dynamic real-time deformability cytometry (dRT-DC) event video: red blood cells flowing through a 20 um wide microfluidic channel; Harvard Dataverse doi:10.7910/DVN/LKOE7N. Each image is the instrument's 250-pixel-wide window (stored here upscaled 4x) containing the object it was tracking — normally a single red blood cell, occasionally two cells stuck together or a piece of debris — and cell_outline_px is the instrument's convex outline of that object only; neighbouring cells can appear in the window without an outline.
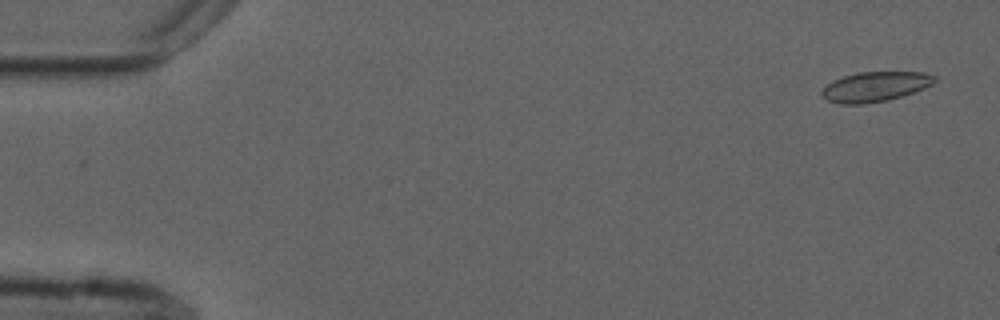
{"species": "common noctule bat (a hibernating species)", "species_latin": "Nyctalus noctula", "temperature_condition": "cold", "stored_images_in_passage": 55, "camera_frame_rate_fps": 3000, "um_per_image_px": 0.085, "animal": {"sex": "male", "forearm_length_mm": 52.5}, "frame": {"image": 1, "passage_image": 3, "time_ms": 0.667, "image_size_px": [1000, 320], "cell_outline_px": [[936, 80], [932, 84], [924, 88], [888, 100], [864, 104], [840, 104], [828, 100], [820, 92], [832, 80], [856, 72], [924, 72], [936, 76]], "centroid_in_image_um": [74.38, 7.36], "position_along_channel_um": 10.6, "area_um2": 19.48}}
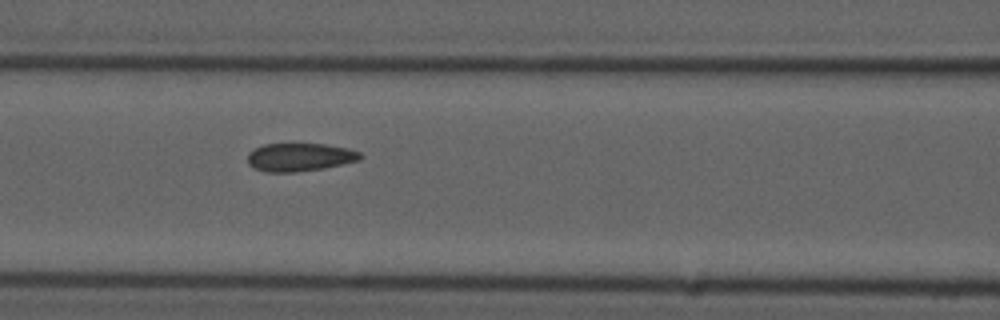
{"frame": {"image": 2, "passage_image": 24, "time_ms": 7.667, "image_size_px": [1000, 320], "cell_outline_px": [[364, 156], [360, 160], [324, 168], [296, 172], [268, 172], [256, 168], [248, 164], [248, 152], [264, 144], [324, 144], [348, 148], [360, 152]], "centroid_in_image_um": [25.51, 13.36], "position_along_channel_um": 141.1, "area_um2": 18.44}}
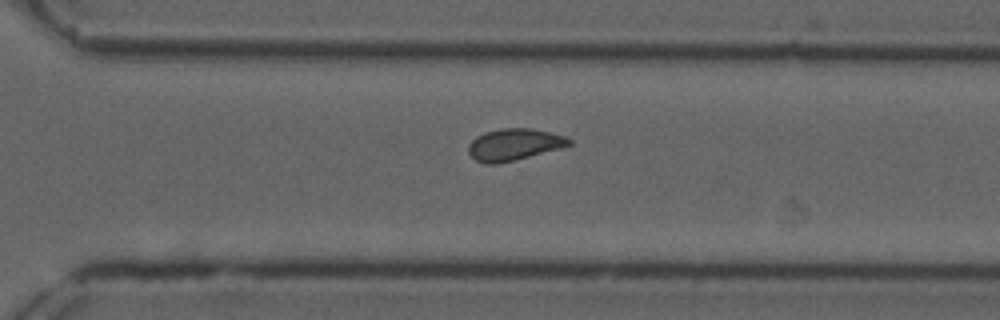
{"frame": {"image": 3, "passage_image": 39, "time_ms": 12.667, "image_size_px": [1000, 320], "cell_outline_px": [[572, 144], [560, 148], [496, 164], [488, 164], [476, 160], [468, 152], [468, 144], [476, 136], [484, 132], [500, 128], [532, 128], [564, 136], [572, 140]], "centroid_in_image_um": [43.66, 12.27], "position_along_channel_um": 326.9, "area_um2": 18.38}, "authors_computed_cell_mechanics": {"area_um2": 19.0162, "velocity_mm_per_s": 3.7343, "shape_relaxation_time_tau1_ms": null, "shape_relaxation_time_tau2_ms": 1.3559, "deformation_change_tau1": null, "deformation_change_tau2": 0.0639}}